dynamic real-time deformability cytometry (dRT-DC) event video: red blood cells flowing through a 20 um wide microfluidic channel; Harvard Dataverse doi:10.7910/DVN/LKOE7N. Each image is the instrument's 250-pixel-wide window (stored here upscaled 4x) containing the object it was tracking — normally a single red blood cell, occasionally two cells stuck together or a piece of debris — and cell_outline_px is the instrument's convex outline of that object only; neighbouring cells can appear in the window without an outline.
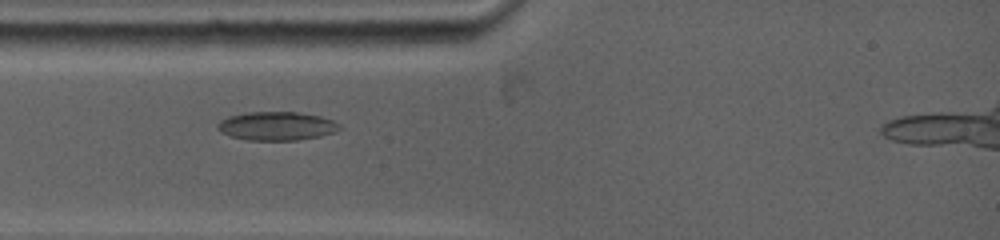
{"species": "common noctule bat (a hibernating species)", "species_latin": "Nyctalus noctula", "temperature_condition": "warm", "stored_images_in_passage": 46, "camera_frame_rate_fps": 5000, "um_per_image_px": 0.085, "animal": {"sex": "female", "body_mass_g": 19.0, "forearm_length_mm": 53.3}, "frame": {"image": 1, "passage_image": 8, "time_ms": 2.6, "image_size_px": [1000, 240], "cell_outline_px": [[340, 128], [336, 132], [320, 136], [296, 140], [248, 140], [232, 136], [220, 132], [216, 128], [216, 124], [220, 120], [228, 116], [248, 112], [296, 112], [320, 116], [332, 120], [340, 124]], "centroid_in_image_um": [23.5, 10.71], "position_along_channel_um": 61.5, "area_um2": 20.35}}
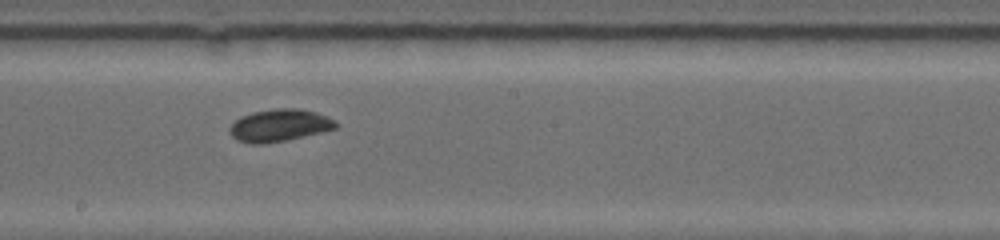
{"frame": {"image": 2, "passage_image": 24, "time_ms": 6.8, "image_size_px": [1000, 240], "cell_outline_px": [[336, 128], [304, 136], [284, 140], [260, 144], [252, 144], [236, 140], [228, 132], [228, 128], [240, 116], [252, 112], [276, 108], [300, 108], [316, 112], [328, 116], [336, 120]], "centroid_in_image_um": [23.72, 10.64], "position_along_channel_um": 224.5, "area_um2": 20.0}}
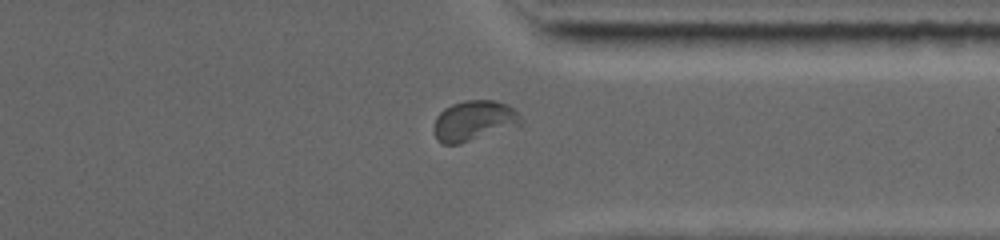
{"frame": {"image": 3, "passage_image": 41, "time_ms": 10.6, "image_size_px": [1000, 240], "cell_outline_px": [[524, 120], [520, 124], [460, 144], [444, 144], [436, 136], [432, 124], [436, 116], [444, 108], [452, 104], [464, 100], [496, 100], [508, 104]], "centroid_in_image_um": [40.25, 10.24], "position_along_channel_um": 371.1, "area_um2": 20.29}, "authors_computed_cell_mechanics": {"area_um2": 19.6809, "velocity_mm_per_s": 3.8807, "shape_relaxation_time_tau1_ms": 7.1765, "shape_relaxation_time_tau2_ms": 1.7066, "deformation_change_tau1": 0.1419, "deformation_change_tau2": 0.0395}}